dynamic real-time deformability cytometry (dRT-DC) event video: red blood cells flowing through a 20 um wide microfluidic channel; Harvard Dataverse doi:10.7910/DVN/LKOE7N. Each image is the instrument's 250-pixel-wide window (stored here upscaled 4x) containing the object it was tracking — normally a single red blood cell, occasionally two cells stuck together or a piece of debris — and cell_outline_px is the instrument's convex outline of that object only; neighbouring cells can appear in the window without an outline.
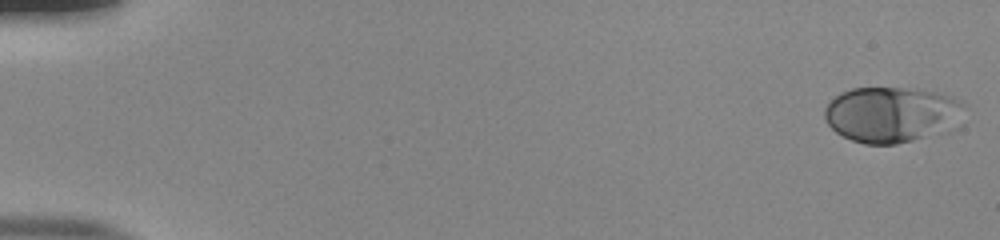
{"species": "human", "species_latin": "Homo sapiens", "temperature_condition": "room temperature", "stored_images_in_passage": 53, "camera_frame_rate_fps": 3000, "um_per_image_px": 0.085, "donor": {"sex": "male"}, "frame": {"image": 1, "passage_image": 1, "time_ms": 0.0, "image_size_px": [1000, 240], "cell_outline_px": [[968, 108], [964, 124], [960, 128], [948, 132], [896, 144], [864, 144], [852, 140], [836, 132], [824, 120], [824, 108], [828, 100], [840, 92], [852, 88], [900, 88], [936, 92], [952, 96], [964, 100]], "centroid_in_image_um": [75.93, 9.74], "position_along_channel_um": 9.1, "area_um2": 46.93}}
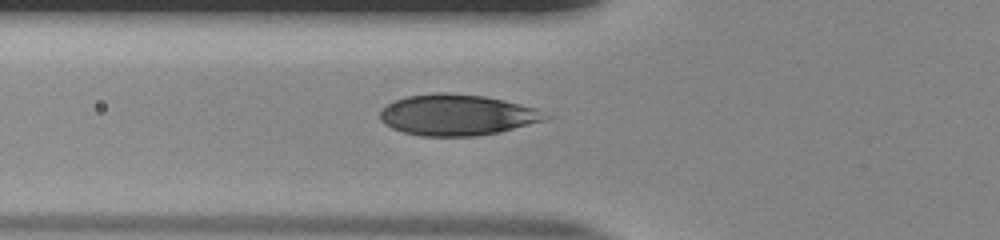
{"frame": {"image": 2, "passage_image": 20, "time_ms": 6.333, "image_size_px": [1000, 240], "cell_outline_px": [[552, 116], [548, 120], [500, 132], [476, 136], [420, 136], [404, 132], [392, 128], [384, 124], [380, 120], [380, 112], [392, 100], [404, 96], [484, 96], [504, 100], [536, 108]], "centroid_in_image_um": [38.91, 9.82], "position_along_channel_um": 86.9, "area_um2": 38.61}}
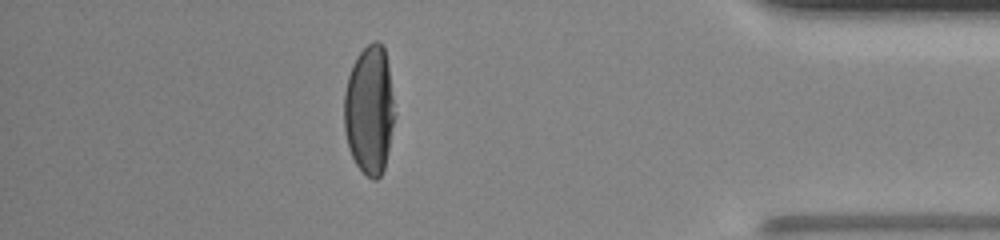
{"frame": {"image": 3, "passage_image": 47, "time_ms": 15.333, "image_size_px": [1000, 240], "cell_outline_px": [[396, 116], [388, 152], [384, 168], [380, 176], [376, 180], [372, 180], [356, 164], [348, 148], [344, 128], [344, 92], [348, 76], [352, 64], [356, 56], [372, 40], [376, 40], [384, 48], [388, 64]], "centroid_in_image_um": [31.41, 9.34], "position_along_channel_um": 403.8, "area_um2": 38.32}}